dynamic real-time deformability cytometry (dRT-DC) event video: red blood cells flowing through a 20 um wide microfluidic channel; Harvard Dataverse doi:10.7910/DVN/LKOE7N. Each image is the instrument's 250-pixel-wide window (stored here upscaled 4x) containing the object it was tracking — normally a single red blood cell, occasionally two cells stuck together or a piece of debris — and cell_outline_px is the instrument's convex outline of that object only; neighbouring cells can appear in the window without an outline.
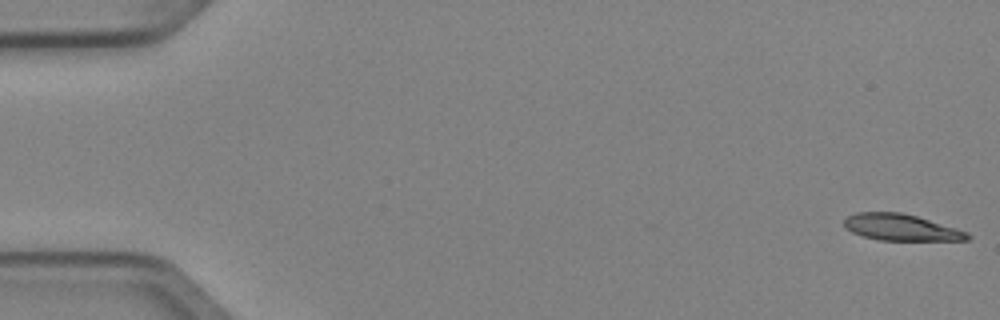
{"species": "Egyptian fruit bat (a non-hibernating species)", "species_latin": "Rousettus aegyptiacus", "temperature_condition": "cold", "stored_images_in_passage": 6, "camera_frame_rate_fps": 3000, "um_per_image_px": 0.085, "animal": {"sex": "female"}, "frame": {"image": 1, "passage_image": 1, "time_ms": 0.0, "image_size_px": [1000, 320], "cell_outline_px": [[972, 236], [968, 240], [880, 240], [864, 236], [852, 232], [844, 228], [844, 220], [848, 216], [856, 212], [900, 212], [916, 216], [956, 228], [968, 232]], "centroid_in_image_um": [76.58, 19.33], "position_along_channel_um": 8.4, "area_um2": 18.9}}
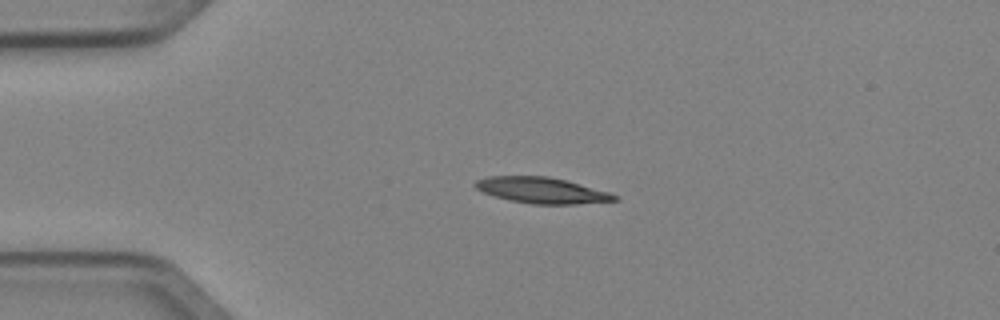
{"frame": {"image": 2, "passage_image": 4, "time_ms": 1.0, "image_size_px": [1000, 320], "cell_outline_px": [[620, 200], [576, 204], [532, 204], [508, 200], [484, 192], [476, 188], [472, 184], [476, 180], [488, 176], [548, 176], [564, 180], [608, 192], [620, 196]], "centroid_in_image_um": [46.04, 16.18], "position_along_channel_um": 39.0, "area_um2": 20.92}}
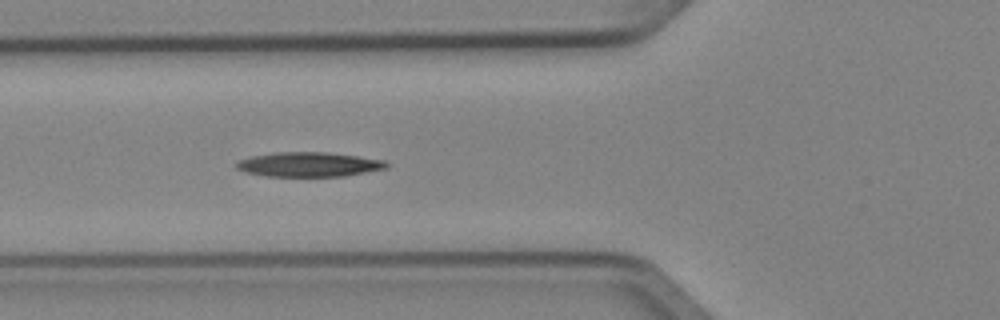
{"frame": {"image": 3, "passage_image": 6, "time_ms": 1.667, "image_size_px": [1000, 320], "cell_outline_px": [[388, 168], [344, 176], [268, 176], [248, 172], [236, 168], [236, 160], [252, 156], [276, 152], [324, 152], [356, 156], [384, 160], [388, 164]], "centroid_in_image_um": [26.25, 13.97], "position_along_channel_um": 99.6, "area_um2": 21.27}}